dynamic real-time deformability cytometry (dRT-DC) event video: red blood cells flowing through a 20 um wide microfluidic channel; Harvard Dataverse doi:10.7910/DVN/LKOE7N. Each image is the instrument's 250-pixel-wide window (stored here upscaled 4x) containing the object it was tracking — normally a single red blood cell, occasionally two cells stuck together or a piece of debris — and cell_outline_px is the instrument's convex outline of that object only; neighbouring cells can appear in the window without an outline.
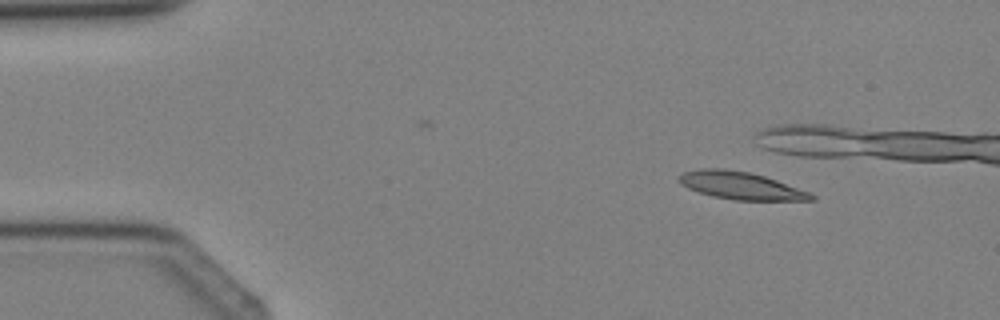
{"species": "Egyptian fruit bat (a non-hibernating species)", "species_latin": "Rousettus aegyptiacus", "temperature_condition": "cold", "stored_images_in_passage": 6, "camera_frame_rate_fps": 3000, "um_per_image_px": 0.085, "animal": {"sex": "female"}, "frame": {"image": 1, "passage_image": 1, "time_ms": 0.0, "image_size_px": [1000, 320], "cell_outline_px": [[816, 200], [736, 200], [712, 196], [688, 188], [680, 184], [680, 176], [684, 172], [700, 168], [724, 168], [748, 172], [764, 176], [776, 180], [808, 192], [816, 196]], "centroid_in_image_um": [62.96, 15.77], "position_along_channel_um": 22.0, "area_um2": 20.92}}
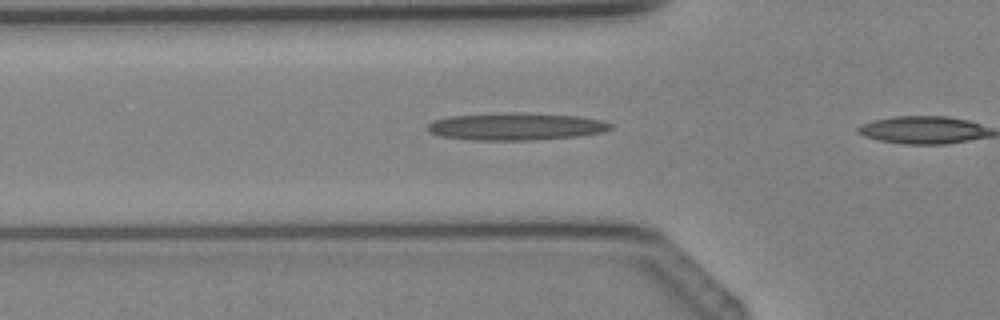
{"frame": {"image": 2, "passage_image": 4, "time_ms": 4.333, "image_size_px": [1000, 320], "cell_outline_px": [[612, 128], [604, 132], [580, 136], [532, 140], [472, 140], [440, 136], [432, 132], [428, 128], [428, 124], [432, 120], [448, 116], [504, 112], [512, 112], [580, 116], [600, 120], [612, 124]], "centroid_in_image_um": [43.86, 10.75], "position_along_channel_um": 81.9, "area_um2": 29.3}}
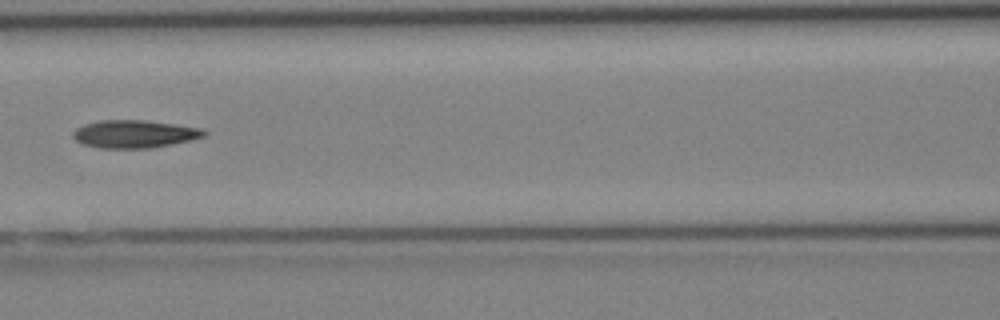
{"frame": {"image": 3, "passage_image": 6, "time_ms": 6.667, "image_size_px": [1000, 320], "cell_outline_px": [[208, 132], [204, 136], [192, 140], [172, 144], [148, 148], [100, 148], [80, 144], [72, 136], [72, 132], [76, 128], [84, 124], [100, 120], [144, 120], [200, 128]], "centroid_in_image_um": [11.38, 11.39], "position_along_channel_um": 155.2, "area_um2": 21.21}}